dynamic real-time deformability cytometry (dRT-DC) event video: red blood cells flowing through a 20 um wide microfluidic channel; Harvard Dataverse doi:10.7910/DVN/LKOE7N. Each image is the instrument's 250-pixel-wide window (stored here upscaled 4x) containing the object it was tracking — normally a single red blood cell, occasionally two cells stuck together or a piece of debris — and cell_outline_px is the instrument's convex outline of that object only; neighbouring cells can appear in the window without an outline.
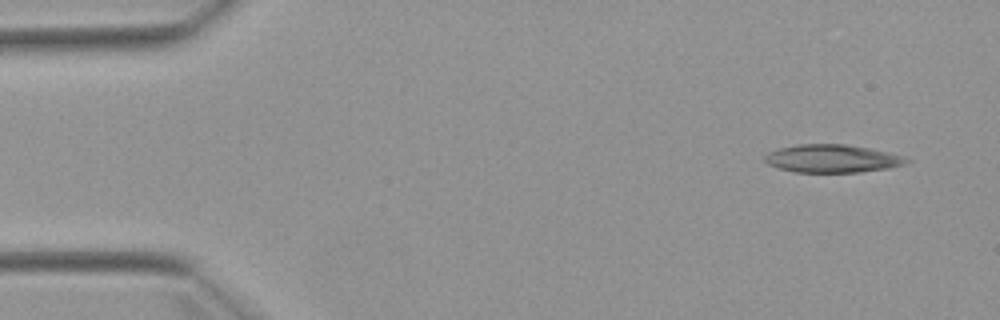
{"species": "Egyptian fruit bat (a non-hibernating species)", "species_latin": "Rousettus aegyptiacus", "temperature_condition": "warm", "stored_images_in_passage": 4, "camera_frame_rate_fps": 3000, "um_per_image_px": 0.085, "animal": {"sex": "female"}, "frame": {"image": 1, "passage_image": 1, "time_ms": 0.0, "image_size_px": [1000, 320], "cell_outline_px": [[912, 160], [908, 164], [888, 168], [860, 172], [796, 172], [780, 168], [768, 164], [764, 160], [764, 156], [768, 152], [776, 148], [796, 144], [844, 144], [868, 148], [888, 152]], "centroid_in_image_um": [70.72, 13.47], "position_along_channel_um": 14.3, "area_um2": 23.12}}